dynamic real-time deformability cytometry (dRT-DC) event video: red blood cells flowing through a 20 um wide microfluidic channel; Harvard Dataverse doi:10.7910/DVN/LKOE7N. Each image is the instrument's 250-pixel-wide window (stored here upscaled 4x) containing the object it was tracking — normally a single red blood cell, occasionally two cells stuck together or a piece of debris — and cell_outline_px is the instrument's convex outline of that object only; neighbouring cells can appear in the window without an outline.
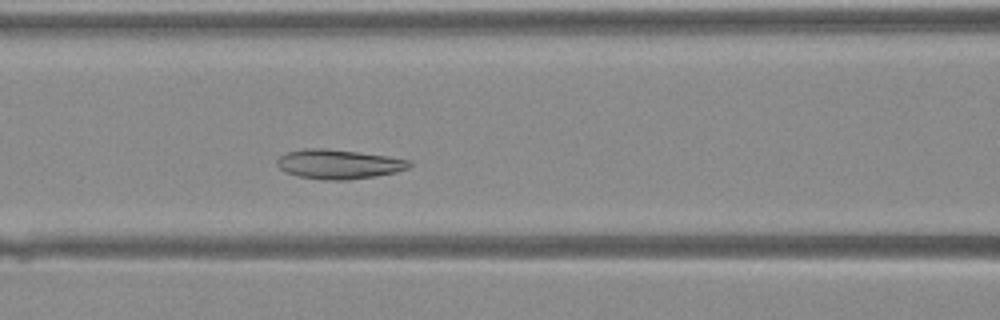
{"species": "Egyptian fruit bat (a non-hibernating species)", "species_latin": "Rousettus aegyptiacus", "temperature_condition": "warm", "stored_images_in_passage": 25, "camera_frame_rate_fps": 3000, "um_per_image_px": 0.085, "animal": {"sex": "female"}, "frame": {"image": 1, "passage_image": 7, "time_ms": 2.0, "image_size_px": [1000, 320], "cell_outline_px": [[412, 164], [408, 168], [396, 172], [348, 180], [320, 180], [296, 176], [284, 172], [276, 164], [276, 160], [280, 156], [288, 152], [304, 148], [320, 148], [356, 152], [388, 156], [412, 160]], "centroid_in_image_um": [28.76, 13.96], "position_along_channel_um": 137.8, "area_um2": 22.72}}
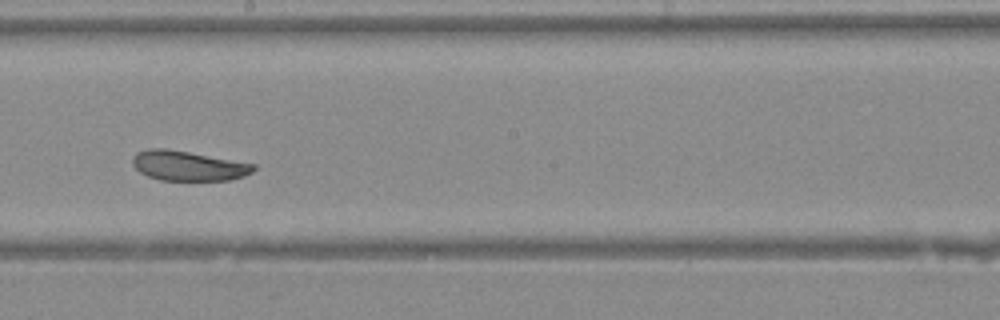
{"frame": {"image": 2, "passage_image": 13, "time_ms": 4.0, "image_size_px": [1000, 320], "cell_outline_px": [[256, 168], [252, 172], [244, 176], [228, 180], [160, 180], [148, 176], [140, 172], [132, 164], [132, 156], [136, 152], [148, 148], [164, 148], [188, 152], [256, 164]], "centroid_in_image_um": [15.97, 14.09], "position_along_channel_um": 232.2, "area_um2": 20.98}}
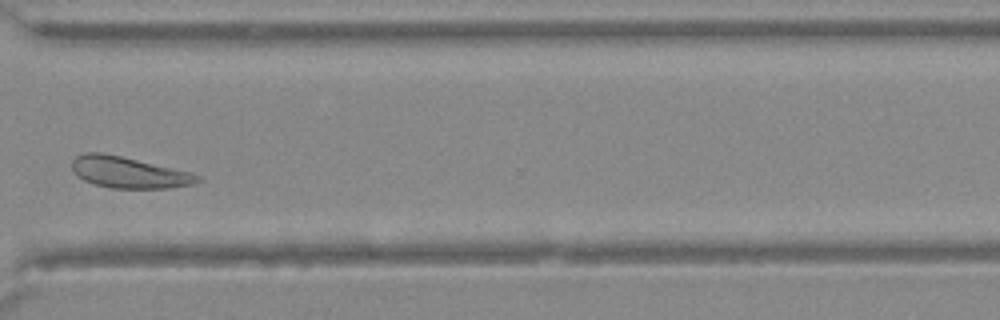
{"frame": {"image": 3, "passage_image": 21, "time_ms": 6.667, "image_size_px": [1000, 320], "cell_outline_px": [[204, 180], [192, 184], [168, 188], [112, 188], [96, 184], [84, 180], [76, 176], [72, 168], [72, 160], [76, 156], [84, 152], [100, 152], [120, 156], [192, 172], [200, 176]], "centroid_in_image_um": [10.95, 14.65], "position_along_channel_um": 359.7, "area_um2": 22.83}}